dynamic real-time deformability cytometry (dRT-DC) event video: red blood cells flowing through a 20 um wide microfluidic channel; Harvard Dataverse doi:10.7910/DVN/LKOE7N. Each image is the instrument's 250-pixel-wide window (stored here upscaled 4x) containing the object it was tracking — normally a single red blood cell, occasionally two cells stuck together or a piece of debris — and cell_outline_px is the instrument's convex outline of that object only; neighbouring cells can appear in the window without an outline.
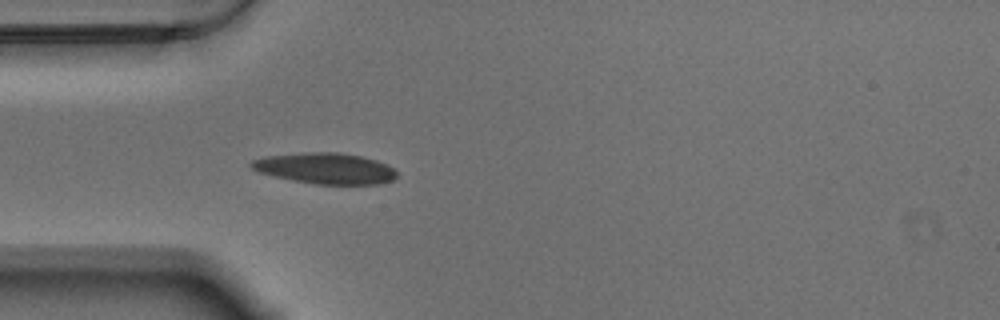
{"species": "Egyptian fruit bat (a non-hibernating species)", "species_latin": "Rousettus aegyptiacus", "temperature_condition": "warm", "stored_images_in_passage": 42, "camera_frame_rate_fps": 3000, "um_per_image_px": 0.085, "animal": {"sex": "male"}, "frame": {"image": 1, "passage_image": 1, "time_ms": 0.0, "image_size_px": [1000, 320], "cell_outline_px": [[396, 176], [392, 180], [380, 184], [316, 184], [292, 180], [260, 172], [252, 168], [248, 164], [252, 160], [264, 156], [304, 152], [336, 152], [360, 156], [376, 160], [388, 164], [396, 172]], "centroid_in_image_um": [27.65, 14.3], "position_along_channel_um": 57.4, "area_um2": 26.13}}
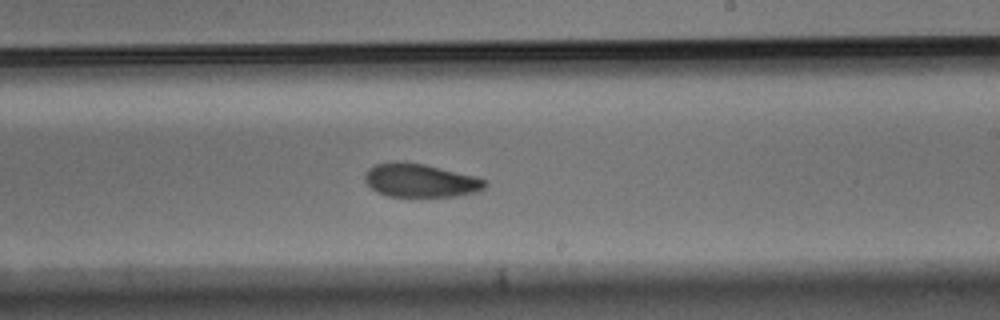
{"frame": {"image": 2, "passage_image": 18, "time_ms": 5.667, "image_size_px": [1000, 320], "cell_outline_px": [[488, 184], [484, 188], [476, 192], [456, 196], [388, 196], [376, 192], [364, 180], [364, 172], [368, 168], [376, 164], [396, 160], [400, 160], [424, 164], [476, 176], [488, 180]], "centroid_in_image_um": [35.72, 15.32], "position_along_channel_um": 253.3, "area_um2": 23.7}}
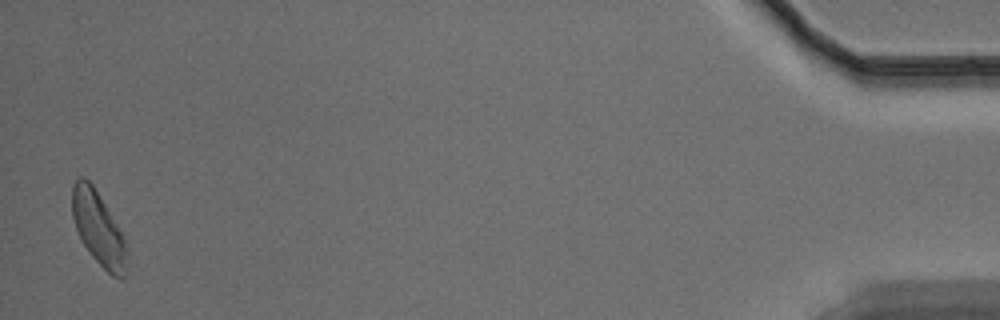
{"frame": {"image": 3, "passage_image": 41, "time_ms": 13.333, "image_size_px": [1000, 320], "cell_outline_px": [[128, 272], [120, 280], [112, 276], [88, 252], [80, 240], [72, 216], [72, 184], [80, 176], [84, 176], [92, 184], [124, 236], [128, 252]], "centroid_in_image_um": [8.38, 19.48], "position_along_channel_um": 426.8, "area_um2": 23.7}, "authors_computed_cell_mechanics": {"area_um2": 23.9292, "velocity_mm_per_s": 3.4923, "shape_relaxation_time_tau1_ms": 3.6878, "shape_relaxation_time_tau2_ms": 4.5523, "deformation_change_tau1": 0.1204, "deformation_change_tau2": 0.1114}}